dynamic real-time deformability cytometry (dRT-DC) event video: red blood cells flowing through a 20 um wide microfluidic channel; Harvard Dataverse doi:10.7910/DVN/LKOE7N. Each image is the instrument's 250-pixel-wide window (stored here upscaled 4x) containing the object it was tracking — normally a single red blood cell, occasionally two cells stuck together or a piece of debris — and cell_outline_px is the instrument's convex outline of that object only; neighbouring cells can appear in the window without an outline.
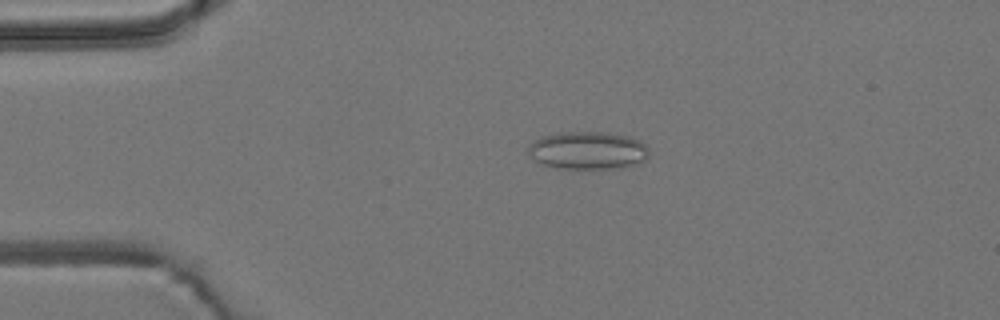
{"species": "common noctule bat (a hibernating species)", "species_latin": "Nyctalus noctula", "temperature_condition": "room temperature", "stored_images_in_passage": 21, "camera_frame_rate_fps": 3000, "um_per_image_px": 0.085, "animal": {"sex": "male", "body_mass_g": 19.2, "forearm_length_mm": 51.8}, "frame": {"image": 1, "passage_image": 12, "time_ms": 3.667, "image_size_px": [1000, 320], "cell_outline_px": [[648, 156], [644, 160], [620, 168], [560, 168], [540, 164], [528, 152], [528, 144], [532, 140], [540, 136], [556, 132], [608, 132], [632, 136], [640, 140], [648, 148]], "centroid_in_image_um": [49.94, 12.76], "position_along_channel_um": 35.1, "area_um2": 26.82}}